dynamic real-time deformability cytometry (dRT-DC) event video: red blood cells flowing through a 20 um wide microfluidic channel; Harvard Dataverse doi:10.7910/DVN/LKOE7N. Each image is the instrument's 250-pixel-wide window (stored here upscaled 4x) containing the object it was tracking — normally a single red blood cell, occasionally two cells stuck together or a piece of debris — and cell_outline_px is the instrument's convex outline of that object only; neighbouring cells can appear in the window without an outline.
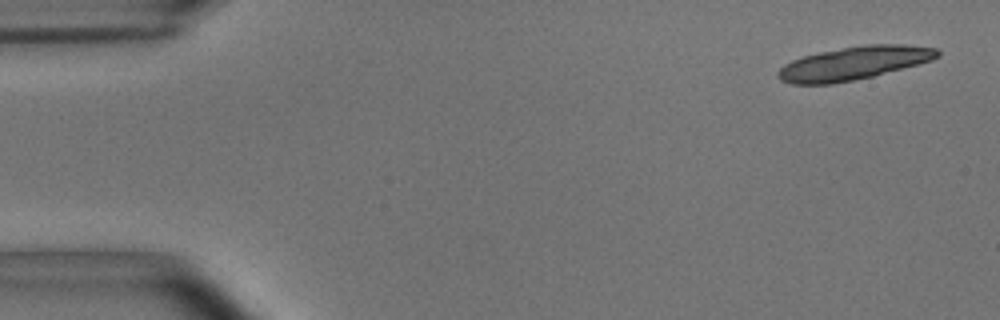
{"species": "common noctule bat (a hibernating species)", "species_latin": "Nyctalus noctula", "temperature_condition": "room temperature", "stored_images_in_passage": 12, "camera_frame_rate_fps": 3000, "um_per_image_px": 0.085, "animal": {"sex": "male", "body_mass_g": 15.6}, "frame": {"image": 1, "passage_image": 2, "time_ms": 0.333, "image_size_px": [1000, 320], "cell_outline_px": [[940, 56], [932, 60], [872, 76], [832, 84], [792, 84], [780, 80], [776, 76], [776, 72], [784, 64], [792, 60], [804, 56], [820, 52], [864, 44], [904, 44], [936, 48], [940, 52]], "centroid_in_image_um": [72.55, 5.37], "position_along_channel_um": 12.5, "area_um2": 30.75}}